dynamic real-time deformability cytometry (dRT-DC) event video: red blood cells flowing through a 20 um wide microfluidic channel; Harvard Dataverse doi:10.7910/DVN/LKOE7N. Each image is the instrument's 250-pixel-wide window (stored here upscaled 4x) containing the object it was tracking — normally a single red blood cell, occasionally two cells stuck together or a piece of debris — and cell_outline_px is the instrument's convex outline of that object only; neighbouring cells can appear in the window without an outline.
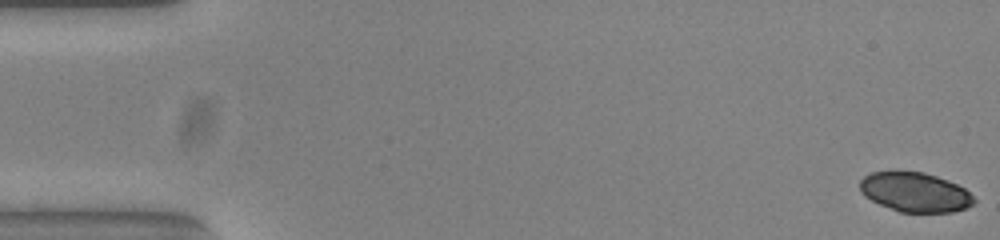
{"species": "common noctule bat (a hibernating species)", "species_latin": "Nyctalus noctula", "temperature_condition": "warm", "stored_images_in_passage": 53, "camera_frame_rate_fps": 3000, "um_per_image_px": 0.085, "animal": {"sex": "female", "body_mass_g": 23.0, "forearm_length_mm": 53.4}, "frame": {"image": 1, "passage_image": 1, "time_ms": 0.0, "image_size_px": [1000, 240], "cell_outline_px": [[976, 200], [972, 204], [964, 208], [952, 212], [900, 212], [880, 204], [864, 196], [860, 192], [860, 180], [864, 176], [872, 172], [896, 168], [924, 172], [948, 180], [964, 188]], "centroid_in_image_um": [77.72, 16.28], "position_along_channel_um": 7.3, "area_um2": 26.7}}
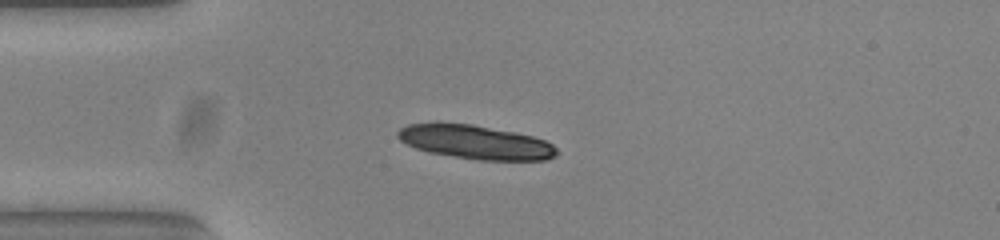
{"frame": {"image": 2, "passage_image": 14, "time_ms": 4.333, "image_size_px": [1000, 240], "cell_outline_px": [[556, 156], [548, 160], [480, 160], [428, 152], [416, 148], [400, 140], [396, 136], [396, 132], [400, 128], [408, 124], [436, 120], [472, 124], [516, 132], [532, 136], [544, 140], [552, 144], [556, 148]], "centroid_in_image_um": [40.35, 12.04], "position_along_channel_um": 44.6, "area_um2": 31.96}}